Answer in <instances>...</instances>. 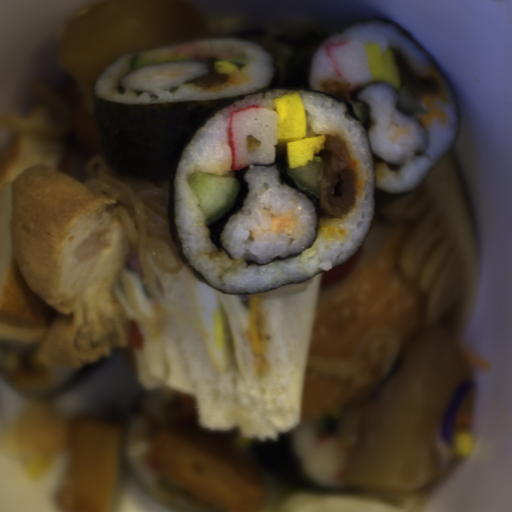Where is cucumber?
Wrapping results in <instances>:
<instances>
[{
	"label": "cucumber",
	"mask_w": 512,
	"mask_h": 512,
	"mask_svg": "<svg viewBox=\"0 0 512 512\" xmlns=\"http://www.w3.org/2000/svg\"><path fill=\"white\" fill-rule=\"evenodd\" d=\"M187 182L198 199L205 225L209 226L233 209L241 190L239 180L232 176L199 171L189 174Z\"/></svg>",
	"instance_id": "obj_1"
},
{
	"label": "cucumber",
	"mask_w": 512,
	"mask_h": 512,
	"mask_svg": "<svg viewBox=\"0 0 512 512\" xmlns=\"http://www.w3.org/2000/svg\"><path fill=\"white\" fill-rule=\"evenodd\" d=\"M325 171L324 161L321 156H314L311 163L286 168L283 178L299 191L309 193L320 201L321 182Z\"/></svg>",
	"instance_id": "obj_2"
},
{
	"label": "cucumber",
	"mask_w": 512,
	"mask_h": 512,
	"mask_svg": "<svg viewBox=\"0 0 512 512\" xmlns=\"http://www.w3.org/2000/svg\"><path fill=\"white\" fill-rule=\"evenodd\" d=\"M399 101L397 108L401 112L409 115L416 116L422 114V105L415 94L407 88V86L397 89Z\"/></svg>",
	"instance_id": "obj_3"
},
{
	"label": "cucumber",
	"mask_w": 512,
	"mask_h": 512,
	"mask_svg": "<svg viewBox=\"0 0 512 512\" xmlns=\"http://www.w3.org/2000/svg\"><path fill=\"white\" fill-rule=\"evenodd\" d=\"M349 114L354 117L363 127L364 131L371 128L370 105L362 100L344 101Z\"/></svg>",
	"instance_id": "obj_4"
},
{
	"label": "cucumber",
	"mask_w": 512,
	"mask_h": 512,
	"mask_svg": "<svg viewBox=\"0 0 512 512\" xmlns=\"http://www.w3.org/2000/svg\"><path fill=\"white\" fill-rule=\"evenodd\" d=\"M208 62L211 63L212 66H216V61L217 60H228L229 62L235 64V65H238V70L241 69L242 67L246 66L248 63H249V59H247L246 57H243V56H238V57H211L209 59H207Z\"/></svg>",
	"instance_id": "obj_5"
},
{
	"label": "cucumber",
	"mask_w": 512,
	"mask_h": 512,
	"mask_svg": "<svg viewBox=\"0 0 512 512\" xmlns=\"http://www.w3.org/2000/svg\"><path fill=\"white\" fill-rule=\"evenodd\" d=\"M144 65H154V61L148 60L147 57H142L133 53L130 65L131 71L137 70Z\"/></svg>",
	"instance_id": "obj_6"
}]
</instances>
